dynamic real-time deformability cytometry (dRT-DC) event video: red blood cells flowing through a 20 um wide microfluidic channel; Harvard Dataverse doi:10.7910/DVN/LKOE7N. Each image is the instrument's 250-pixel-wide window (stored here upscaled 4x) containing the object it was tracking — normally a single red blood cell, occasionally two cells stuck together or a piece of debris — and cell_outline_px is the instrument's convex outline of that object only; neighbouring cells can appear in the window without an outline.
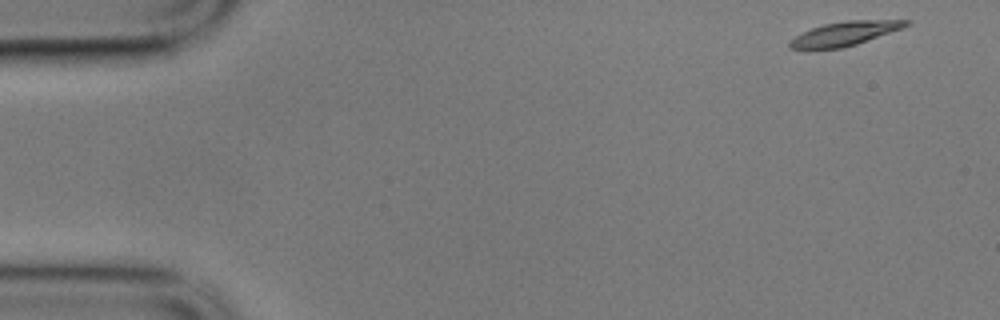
{"species": "common noctule bat (a hibernating species)", "species_latin": "Nyctalus noctula", "temperature_condition": "cold", "stored_images_in_passage": 4, "camera_frame_rate_fps": 3000, "um_per_image_px": 0.085, "animal": {"sex": "male", "body_mass_g": 17.9}, "frame": {"image": 1, "passage_image": 1, "time_ms": 0.0, "image_size_px": [1000, 320], "cell_outline_px": [[912, 24], [904, 28], [856, 44], [840, 48], [788, 48], [788, 44], [796, 36], [812, 28], [824, 24], [848, 20], [912, 20]], "centroid_in_image_um": [71.9, 2.83], "position_along_channel_um": 13.1, "area_um2": 16.01}}
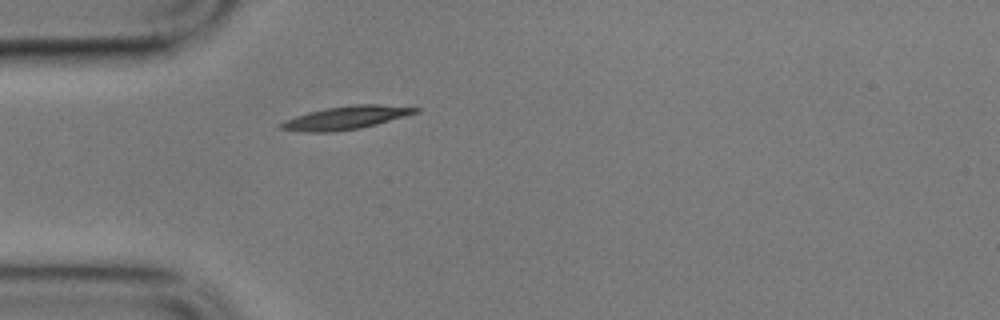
{"frame": {"image": 2, "passage_image": 4, "time_ms": 1.0, "image_size_px": [1000, 320], "cell_outline_px": [[420, 112], [376, 124], [360, 128], [332, 132], [304, 132], [280, 128], [280, 124], [284, 120], [308, 112], [324, 108], [356, 104], [380, 104], [420, 108]], "centroid_in_image_um": [29.42, 10.0], "position_along_channel_um": 55.6, "area_um2": 18.09}}